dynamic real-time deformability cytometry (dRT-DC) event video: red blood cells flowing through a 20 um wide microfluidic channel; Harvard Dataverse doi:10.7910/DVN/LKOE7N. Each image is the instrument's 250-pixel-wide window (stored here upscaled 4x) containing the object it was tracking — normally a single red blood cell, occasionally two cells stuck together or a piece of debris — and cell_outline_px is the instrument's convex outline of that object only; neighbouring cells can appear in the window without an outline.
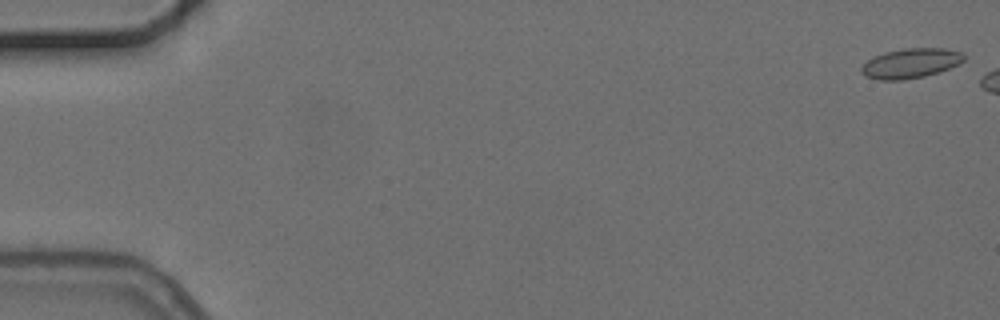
{"species": "common noctule bat (a hibernating species)", "species_latin": "Nyctalus noctula", "temperature_condition": "cold", "stored_images_in_passage": 11, "camera_frame_rate_fps": 3000, "um_per_image_px": 0.085, "animal": {"sex": "female", "body_mass_g": 24.6, "forearm_length_mm": 56.2}, "frame": {"image": 1, "passage_image": 1, "time_ms": 0.0, "image_size_px": [1000, 320], "cell_outline_px": [[964, 60], [960, 64], [924, 76], [904, 80], [876, 80], [864, 76], [860, 72], [860, 68], [872, 56], [884, 52], [904, 48], [944, 48], [964, 52]], "centroid_in_image_um": [77.37, 5.37], "position_along_channel_um": 7.6, "area_um2": 17.98}}
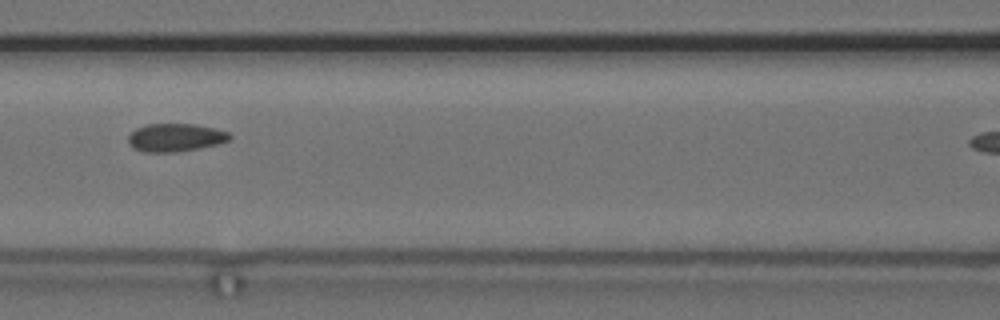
{"frame": {"image": 2, "passage_image": 7, "time_ms": 8.0, "image_size_px": [1000, 320], "cell_outline_px": [[232, 136], [228, 140], [216, 144], [200, 148], [176, 152], [144, 152], [132, 148], [128, 144], [128, 136], [136, 128], [144, 124], [196, 124], [216, 128], [228, 132]], "centroid_in_image_um": [14.88, 11.69], "position_along_channel_um": 151.7, "area_um2": 16.7}}